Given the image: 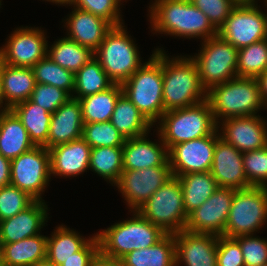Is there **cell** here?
Here are the masks:
<instances>
[{
  "mask_svg": "<svg viewBox=\"0 0 267 266\" xmlns=\"http://www.w3.org/2000/svg\"><path fill=\"white\" fill-rule=\"evenodd\" d=\"M174 240L176 266H217L218 235L182 230Z\"/></svg>",
  "mask_w": 267,
  "mask_h": 266,
  "instance_id": "cell-18",
  "label": "cell"
},
{
  "mask_svg": "<svg viewBox=\"0 0 267 266\" xmlns=\"http://www.w3.org/2000/svg\"><path fill=\"white\" fill-rule=\"evenodd\" d=\"M0 77L5 102L10 109L30 99L36 84L32 68L0 62Z\"/></svg>",
  "mask_w": 267,
  "mask_h": 266,
  "instance_id": "cell-25",
  "label": "cell"
},
{
  "mask_svg": "<svg viewBox=\"0 0 267 266\" xmlns=\"http://www.w3.org/2000/svg\"><path fill=\"white\" fill-rule=\"evenodd\" d=\"M218 30L236 6L231 0H190Z\"/></svg>",
  "mask_w": 267,
  "mask_h": 266,
  "instance_id": "cell-45",
  "label": "cell"
},
{
  "mask_svg": "<svg viewBox=\"0 0 267 266\" xmlns=\"http://www.w3.org/2000/svg\"><path fill=\"white\" fill-rule=\"evenodd\" d=\"M70 7H73L72 11L62 21L65 24L64 28H67L66 37L95 52L113 26L105 19L88 11L74 6Z\"/></svg>",
  "mask_w": 267,
  "mask_h": 266,
  "instance_id": "cell-21",
  "label": "cell"
},
{
  "mask_svg": "<svg viewBox=\"0 0 267 266\" xmlns=\"http://www.w3.org/2000/svg\"><path fill=\"white\" fill-rule=\"evenodd\" d=\"M11 160L0 154V188L10 185Z\"/></svg>",
  "mask_w": 267,
  "mask_h": 266,
  "instance_id": "cell-48",
  "label": "cell"
},
{
  "mask_svg": "<svg viewBox=\"0 0 267 266\" xmlns=\"http://www.w3.org/2000/svg\"><path fill=\"white\" fill-rule=\"evenodd\" d=\"M83 126L80 101L71 97L51 115L47 149L80 139Z\"/></svg>",
  "mask_w": 267,
  "mask_h": 266,
  "instance_id": "cell-24",
  "label": "cell"
},
{
  "mask_svg": "<svg viewBox=\"0 0 267 266\" xmlns=\"http://www.w3.org/2000/svg\"><path fill=\"white\" fill-rule=\"evenodd\" d=\"M49 209L45 200H35L17 215L0 221V244L15 243L40 234L50 218Z\"/></svg>",
  "mask_w": 267,
  "mask_h": 266,
  "instance_id": "cell-20",
  "label": "cell"
},
{
  "mask_svg": "<svg viewBox=\"0 0 267 266\" xmlns=\"http://www.w3.org/2000/svg\"><path fill=\"white\" fill-rule=\"evenodd\" d=\"M243 167L251 187H267V146L243 152Z\"/></svg>",
  "mask_w": 267,
  "mask_h": 266,
  "instance_id": "cell-42",
  "label": "cell"
},
{
  "mask_svg": "<svg viewBox=\"0 0 267 266\" xmlns=\"http://www.w3.org/2000/svg\"><path fill=\"white\" fill-rule=\"evenodd\" d=\"M32 70L36 83L55 86L73 95L74 73L59 66L48 55L39 60Z\"/></svg>",
  "mask_w": 267,
  "mask_h": 266,
  "instance_id": "cell-37",
  "label": "cell"
},
{
  "mask_svg": "<svg viewBox=\"0 0 267 266\" xmlns=\"http://www.w3.org/2000/svg\"><path fill=\"white\" fill-rule=\"evenodd\" d=\"M121 261L123 266H176L174 234H166L155 245L126 254Z\"/></svg>",
  "mask_w": 267,
  "mask_h": 266,
  "instance_id": "cell-31",
  "label": "cell"
},
{
  "mask_svg": "<svg viewBox=\"0 0 267 266\" xmlns=\"http://www.w3.org/2000/svg\"><path fill=\"white\" fill-rule=\"evenodd\" d=\"M21 121L28 132L30 140L35 146H44L47 149V139L51 113L30 99L21 102L10 109Z\"/></svg>",
  "mask_w": 267,
  "mask_h": 266,
  "instance_id": "cell-29",
  "label": "cell"
},
{
  "mask_svg": "<svg viewBox=\"0 0 267 266\" xmlns=\"http://www.w3.org/2000/svg\"><path fill=\"white\" fill-rule=\"evenodd\" d=\"M10 110V108L6 105L5 98L3 95V90H2V81L0 77V112H6Z\"/></svg>",
  "mask_w": 267,
  "mask_h": 266,
  "instance_id": "cell-51",
  "label": "cell"
},
{
  "mask_svg": "<svg viewBox=\"0 0 267 266\" xmlns=\"http://www.w3.org/2000/svg\"><path fill=\"white\" fill-rule=\"evenodd\" d=\"M43 1H47V2H52L53 4H58V6H61V5H63V6H69L70 5V3H71V0H43Z\"/></svg>",
  "mask_w": 267,
  "mask_h": 266,
  "instance_id": "cell-53",
  "label": "cell"
},
{
  "mask_svg": "<svg viewBox=\"0 0 267 266\" xmlns=\"http://www.w3.org/2000/svg\"><path fill=\"white\" fill-rule=\"evenodd\" d=\"M256 79L258 80L262 102L267 109V70Z\"/></svg>",
  "mask_w": 267,
  "mask_h": 266,
  "instance_id": "cell-50",
  "label": "cell"
},
{
  "mask_svg": "<svg viewBox=\"0 0 267 266\" xmlns=\"http://www.w3.org/2000/svg\"><path fill=\"white\" fill-rule=\"evenodd\" d=\"M217 266H245L240 244L234 239L218 236Z\"/></svg>",
  "mask_w": 267,
  "mask_h": 266,
  "instance_id": "cell-46",
  "label": "cell"
},
{
  "mask_svg": "<svg viewBox=\"0 0 267 266\" xmlns=\"http://www.w3.org/2000/svg\"><path fill=\"white\" fill-rule=\"evenodd\" d=\"M44 31L35 26L22 25L14 28L5 45L0 47V62L15 67L32 68L47 55L49 37Z\"/></svg>",
  "mask_w": 267,
  "mask_h": 266,
  "instance_id": "cell-13",
  "label": "cell"
},
{
  "mask_svg": "<svg viewBox=\"0 0 267 266\" xmlns=\"http://www.w3.org/2000/svg\"><path fill=\"white\" fill-rule=\"evenodd\" d=\"M172 176L171 167L167 161L163 166L123 170L114 186L122 194L130 212L139 209Z\"/></svg>",
  "mask_w": 267,
  "mask_h": 266,
  "instance_id": "cell-14",
  "label": "cell"
},
{
  "mask_svg": "<svg viewBox=\"0 0 267 266\" xmlns=\"http://www.w3.org/2000/svg\"><path fill=\"white\" fill-rule=\"evenodd\" d=\"M131 213L133 217L117 221L96 233L101 254L121 259L134 250L155 245L166 235L160 227L143 218L136 210Z\"/></svg>",
  "mask_w": 267,
  "mask_h": 266,
  "instance_id": "cell-3",
  "label": "cell"
},
{
  "mask_svg": "<svg viewBox=\"0 0 267 266\" xmlns=\"http://www.w3.org/2000/svg\"><path fill=\"white\" fill-rule=\"evenodd\" d=\"M126 29L125 24L113 26L94 52V57L114 84L122 85L144 63L139 47Z\"/></svg>",
  "mask_w": 267,
  "mask_h": 266,
  "instance_id": "cell-7",
  "label": "cell"
},
{
  "mask_svg": "<svg viewBox=\"0 0 267 266\" xmlns=\"http://www.w3.org/2000/svg\"><path fill=\"white\" fill-rule=\"evenodd\" d=\"M267 222V187L252 186L235 190L224 236L259 233Z\"/></svg>",
  "mask_w": 267,
  "mask_h": 266,
  "instance_id": "cell-10",
  "label": "cell"
},
{
  "mask_svg": "<svg viewBox=\"0 0 267 266\" xmlns=\"http://www.w3.org/2000/svg\"><path fill=\"white\" fill-rule=\"evenodd\" d=\"M217 130L220 138L242 153L267 146V120L261 114L224 119Z\"/></svg>",
  "mask_w": 267,
  "mask_h": 266,
  "instance_id": "cell-17",
  "label": "cell"
},
{
  "mask_svg": "<svg viewBox=\"0 0 267 266\" xmlns=\"http://www.w3.org/2000/svg\"><path fill=\"white\" fill-rule=\"evenodd\" d=\"M210 173L218 187L234 190L251 187L243 167V153L220 137L216 140Z\"/></svg>",
  "mask_w": 267,
  "mask_h": 266,
  "instance_id": "cell-19",
  "label": "cell"
},
{
  "mask_svg": "<svg viewBox=\"0 0 267 266\" xmlns=\"http://www.w3.org/2000/svg\"><path fill=\"white\" fill-rule=\"evenodd\" d=\"M198 51L190 57L207 91L237 77L238 49L219 35L203 40Z\"/></svg>",
  "mask_w": 267,
  "mask_h": 266,
  "instance_id": "cell-9",
  "label": "cell"
},
{
  "mask_svg": "<svg viewBox=\"0 0 267 266\" xmlns=\"http://www.w3.org/2000/svg\"><path fill=\"white\" fill-rule=\"evenodd\" d=\"M99 241L94 233L92 238L74 256L65 260L60 266H90L91 261L99 253Z\"/></svg>",
  "mask_w": 267,
  "mask_h": 266,
  "instance_id": "cell-47",
  "label": "cell"
},
{
  "mask_svg": "<svg viewBox=\"0 0 267 266\" xmlns=\"http://www.w3.org/2000/svg\"><path fill=\"white\" fill-rule=\"evenodd\" d=\"M267 70V39L238 50L237 77L257 78Z\"/></svg>",
  "mask_w": 267,
  "mask_h": 266,
  "instance_id": "cell-38",
  "label": "cell"
},
{
  "mask_svg": "<svg viewBox=\"0 0 267 266\" xmlns=\"http://www.w3.org/2000/svg\"><path fill=\"white\" fill-rule=\"evenodd\" d=\"M123 94L121 84H113L107 90L79 98L84 123L108 122L118 98Z\"/></svg>",
  "mask_w": 267,
  "mask_h": 266,
  "instance_id": "cell-33",
  "label": "cell"
},
{
  "mask_svg": "<svg viewBox=\"0 0 267 266\" xmlns=\"http://www.w3.org/2000/svg\"><path fill=\"white\" fill-rule=\"evenodd\" d=\"M231 1L236 6H241V5H255V4H258V0H231Z\"/></svg>",
  "mask_w": 267,
  "mask_h": 266,
  "instance_id": "cell-52",
  "label": "cell"
},
{
  "mask_svg": "<svg viewBox=\"0 0 267 266\" xmlns=\"http://www.w3.org/2000/svg\"><path fill=\"white\" fill-rule=\"evenodd\" d=\"M0 246V256L4 266H32L46 259L47 236L40 233Z\"/></svg>",
  "mask_w": 267,
  "mask_h": 266,
  "instance_id": "cell-27",
  "label": "cell"
},
{
  "mask_svg": "<svg viewBox=\"0 0 267 266\" xmlns=\"http://www.w3.org/2000/svg\"><path fill=\"white\" fill-rule=\"evenodd\" d=\"M91 147L80 139L49 149L51 177L73 178L89 171Z\"/></svg>",
  "mask_w": 267,
  "mask_h": 266,
  "instance_id": "cell-22",
  "label": "cell"
},
{
  "mask_svg": "<svg viewBox=\"0 0 267 266\" xmlns=\"http://www.w3.org/2000/svg\"><path fill=\"white\" fill-rule=\"evenodd\" d=\"M51 182L50 152L44 146H34L11 160L10 185L27 192L35 200L43 201Z\"/></svg>",
  "mask_w": 267,
  "mask_h": 266,
  "instance_id": "cell-11",
  "label": "cell"
},
{
  "mask_svg": "<svg viewBox=\"0 0 267 266\" xmlns=\"http://www.w3.org/2000/svg\"><path fill=\"white\" fill-rule=\"evenodd\" d=\"M263 4L267 8V0ZM260 7V4L235 6L218 29V35L238 50L267 39V13Z\"/></svg>",
  "mask_w": 267,
  "mask_h": 266,
  "instance_id": "cell-12",
  "label": "cell"
},
{
  "mask_svg": "<svg viewBox=\"0 0 267 266\" xmlns=\"http://www.w3.org/2000/svg\"><path fill=\"white\" fill-rule=\"evenodd\" d=\"M148 8V21L155 33L193 39L200 42L218 35L208 17L190 0H154Z\"/></svg>",
  "mask_w": 267,
  "mask_h": 266,
  "instance_id": "cell-1",
  "label": "cell"
},
{
  "mask_svg": "<svg viewBox=\"0 0 267 266\" xmlns=\"http://www.w3.org/2000/svg\"><path fill=\"white\" fill-rule=\"evenodd\" d=\"M149 133L126 139L123 145V170H140L163 166L168 161V149L159 133L158 141L148 138ZM148 138V139H147Z\"/></svg>",
  "mask_w": 267,
  "mask_h": 266,
  "instance_id": "cell-23",
  "label": "cell"
},
{
  "mask_svg": "<svg viewBox=\"0 0 267 266\" xmlns=\"http://www.w3.org/2000/svg\"><path fill=\"white\" fill-rule=\"evenodd\" d=\"M218 130L213 134L172 146L168 150V161L173 176L210 171Z\"/></svg>",
  "mask_w": 267,
  "mask_h": 266,
  "instance_id": "cell-15",
  "label": "cell"
},
{
  "mask_svg": "<svg viewBox=\"0 0 267 266\" xmlns=\"http://www.w3.org/2000/svg\"><path fill=\"white\" fill-rule=\"evenodd\" d=\"M110 122L125 139L145 135L153 128L124 93L117 100Z\"/></svg>",
  "mask_w": 267,
  "mask_h": 266,
  "instance_id": "cell-28",
  "label": "cell"
},
{
  "mask_svg": "<svg viewBox=\"0 0 267 266\" xmlns=\"http://www.w3.org/2000/svg\"><path fill=\"white\" fill-rule=\"evenodd\" d=\"M207 101L216 123L231 117L257 115L266 109L256 78L236 77L215 85L207 91Z\"/></svg>",
  "mask_w": 267,
  "mask_h": 266,
  "instance_id": "cell-5",
  "label": "cell"
},
{
  "mask_svg": "<svg viewBox=\"0 0 267 266\" xmlns=\"http://www.w3.org/2000/svg\"><path fill=\"white\" fill-rule=\"evenodd\" d=\"M183 192V205L187 215L201 206L217 189L210 171L178 176Z\"/></svg>",
  "mask_w": 267,
  "mask_h": 266,
  "instance_id": "cell-32",
  "label": "cell"
},
{
  "mask_svg": "<svg viewBox=\"0 0 267 266\" xmlns=\"http://www.w3.org/2000/svg\"><path fill=\"white\" fill-rule=\"evenodd\" d=\"M50 236H47L46 258L57 266L74 256L92 238L64 224L57 225Z\"/></svg>",
  "mask_w": 267,
  "mask_h": 266,
  "instance_id": "cell-30",
  "label": "cell"
},
{
  "mask_svg": "<svg viewBox=\"0 0 267 266\" xmlns=\"http://www.w3.org/2000/svg\"><path fill=\"white\" fill-rule=\"evenodd\" d=\"M121 0H71L69 6L88 11L108 21L112 26L124 24L120 10Z\"/></svg>",
  "mask_w": 267,
  "mask_h": 266,
  "instance_id": "cell-40",
  "label": "cell"
},
{
  "mask_svg": "<svg viewBox=\"0 0 267 266\" xmlns=\"http://www.w3.org/2000/svg\"><path fill=\"white\" fill-rule=\"evenodd\" d=\"M35 199L13 185L0 188V221L17 215L30 206Z\"/></svg>",
  "mask_w": 267,
  "mask_h": 266,
  "instance_id": "cell-41",
  "label": "cell"
},
{
  "mask_svg": "<svg viewBox=\"0 0 267 266\" xmlns=\"http://www.w3.org/2000/svg\"><path fill=\"white\" fill-rule=\"evenodd\" d=\"M0 266H4L2 259H0Z\"/></svg>",
  "mask_w": 267,
  "mask_h": 266,
  "instance_id": "cell-55",
  "label": "cell"
},
{
  "mask_svg": "<svg viewBox=\"0 0 267 266\" xmlns=\"http://www.w3.org/2000/svg\"><path fill=\"white\" fill-rule=\"evenodd\" d=\"M26 128L11 111L0 113V154L13 160L34 147Z\"/></svg>",
  "mask_w": 267,
  "mask_h": 266,
  "instance_id": "cell-26",
  "label": "cell"
},
{
  "mask_svg": "<svg viewBox=\"0 0 267 266\" xmlns=\"http://www.w3.org/2000/svg\"><path fill=\"white\" fill-rule=\"evenodd\" d=\"M157 124L156 133H159L168 150L178 143L206 137L217 130L207 100L190 107L167 111Z\"/></svg>",
  "mask_w": 267,
  "mask_h": 266,
  "instance_id": "cell-6",
  "label": "cell"
},
{
  "mask_svg": "<svg viewBox=\"0 0 267 266\" xmlns=\"http://www.w3.org/2000/svg\"><path fill=\"white\" fill-rule=\"evenodd\" d=\"M32 266H57L56 264H54L53 262L49 261L47 258L44 260H41L39 262H37L36 264L32 265Z\"/></svg>",
  "mask_w": 267,
  "mask_h": 266,
  "instance_id": "cell-54",
  "label": "cell"
},
{
  "mask_svg": "<svg viewBox=\"0 0 267 266\" xmlns=\"http://www.w3.org/2000/svg\"><path fill=\"white\" fill-rule=\"evenodd\" d=\"M82 138L91 148L104 146L123 147L126 141L110 121L84 123Z\"/></svg>",
  "mask_w": 267,
  "mask_h": 266,
  "instance_id": "cell-39",
  "label": "cell"
},
{
  "mask_svg": "<svg viewBox=\"0 0 267 266\" xmlns=\"http://www.w3.org/2000/svg\"><path fill=\"white\" fill-rule=\"evenodd\" d=\"M234 239L240 244L245 266H261L267 263V238L250 234Z\"/></svg>",
  "mask_w": 267,
  "mask_h": 266,
  "instance_id": "cell-44",
  "label": "cell"
},
{
  "mask_svg": "<svg viewBox=\"0 0 267 266\" xmlns=\"http://www.w3.org/2000/svg\"><path fill=\"white\" fill-rule=\"evenodd\" d=\"M90 266H123L121 259L106 257L100 252L91 261Z\"/></svg>",
  "mask_w": 267,
  "mask_h": 266,
  "instance_id": "cell-49",
  "label": "cell"
},
{
  "mask_svg": "<svg viewBox=\"0 0 267 266\" xmlns=\"http://www.w3.org/2000/svg\"><path fill=\"white\" fill-rule=\"evenodd\" d=\"M235 190L218 189L197 209L188 215L185 230L224 236Z\"/></svg>",
  "mask_w": 267,
  "mask_h": 266,
  "instance_id": "cell-16",
  "label": "cell"
},
{
  "mask_svg": "<svg viewBox=\"0 0 267 266\" xmlns=\"http://www.w3.org/2000/svg\"><path fill=\"white\" fill-rule=\"evenodd\" d=\"M136 211L166 234L185 230L188 215L184 209L183 192L178 177L172 176L167 180Z\"/></svg>",
  "mask_w": 267,
  "mask_h": 266,
  "instance_id": "cell-8",
  "label": "cell"
},
{
  "mask_svg": "<svg viewBox=\"0 0 267 266\" xmlns=\"http://www.w3.org/2000/svg\"><path fill=\"white\" fill-rule=\"evenodd\" d=\"M113 84L99 61L94 57L74 74L72 97L79 99L93 95L107 90Z\"/></svg>",
  "mask_w": 267,
  "mask_h": 266,
  "instance_id": "cell-36",
  "label": "cell"
},
{
  "mask_svg": "<svg viewBox=\"0 0 267 266\" xmlns=\"http://www.w3.org/2000/svg\"><path fill=\"white\" fill-rule=\"evenodd\" d=\"M123 147L91 148L89 170L114 186L123 171Z\"/></svg>",
  "mask_w": 267,
  "mask_h": 266,
  "instance_id": "cell-35",
  "label": "cell"
},
{
  "mask_svg": "<svg viewBox=\"0 0 267 266\" xmlns=\"http://www.w3.org/2000/svg\"><path fill=\"white\" fill-rule=\"evenodd\" d=\"M162 50L163 106L165 112L190 107L207 100L195 62L189 55L168 56ZM171 57V58H170Z\"/></svg>",
  "mask_w": 267,
  "mask_h": 266,
  "instance_id": "cell-2",
  "label": "cell"
},
{
  "mask_svg": "<svg viewBox=\"0 0 267 266\" xmlns=\"http://www.w3.org/2000/svg\"><path fill=\"white\" fill-rule=\"evenodd\" d=\"M72 96L65 90L47 85L36 83L30 100L40 105L43 109L53 114L62 104L67 102Z\"/></svg>",
  "mask_w": 267,
  "mask_h": 266,
  "instance_id": "cell-43",
  "label": "cell"
},
{
  "mask_svg": "<svg viewBox=\"0 0 267 266\" xmlns=\"http://www.w3.org/2000/svg\"><path fill=\"white\" fill-rule=\"evenodd\" d=\"M123 93L155 126L165 113L163 106L162 50L152 55L123 84Z\"/></svg>",
  "mask_w": 267,
  "mask_h": 266,
  "instance_id": "cell-4",
  "label": "cell"
},
{
  "mask_svg": "<svg viewBox=\"0 0 267 266\" xmlns=\"http://www.w3.org/2000/svg\"><path fill=\"white\" fill-rule=\"evenodd\" d=\"M47 55L59 66L74 74L94 58V52L64 36L47 44Z\"/></svg>",
  "mask_w": 267,
  "mask_h": 266,
  "instance_id": "cell-34",
  "label": "cell"
}]
</instances>
